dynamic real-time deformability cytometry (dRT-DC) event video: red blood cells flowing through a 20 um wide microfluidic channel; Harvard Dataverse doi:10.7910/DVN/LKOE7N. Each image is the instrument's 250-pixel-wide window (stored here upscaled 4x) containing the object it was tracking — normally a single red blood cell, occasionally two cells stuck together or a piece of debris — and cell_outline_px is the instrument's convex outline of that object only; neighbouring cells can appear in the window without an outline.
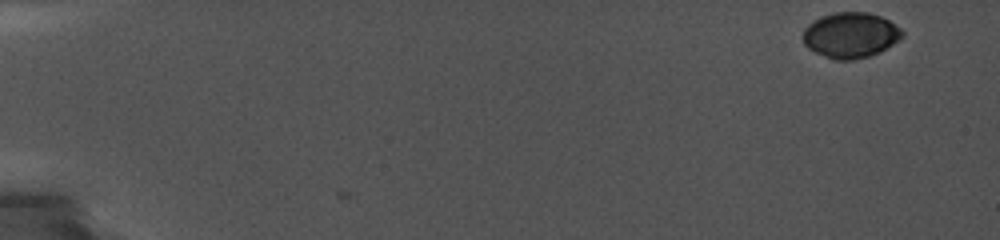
{"species": "common noctule bat (a hibernating species)", "species_latin": "Nyctalus noctula", "temperature_condition": "cold", "stored_images_in_passage": 3, "camera_frame_rate_fps": 5000, "um_per_image_px": 0.085, "animal": {"sex": "female", "body_mass_g": 19.0, "forearm_length_mm": 56.7}, "frame": {"image": 1, "passage_image": 3, "time_ms": 0.6, "image_size_px": [1000, 240], "cell_outline_px": [[904, 36], [900, 40], [880, 52], [868, 56], [852, 60], [832, 60], [808, 48], [804, 44], [804, 28], [812, 20], [820, 16], [836, 12], [868, 12], [880, 16], [888, 20], [900, 28], [904, 32]], "centroid_in_image_um": [72.3, 2.99], "position_along_channel_um": 12.7, "area_um2": 26.47}}